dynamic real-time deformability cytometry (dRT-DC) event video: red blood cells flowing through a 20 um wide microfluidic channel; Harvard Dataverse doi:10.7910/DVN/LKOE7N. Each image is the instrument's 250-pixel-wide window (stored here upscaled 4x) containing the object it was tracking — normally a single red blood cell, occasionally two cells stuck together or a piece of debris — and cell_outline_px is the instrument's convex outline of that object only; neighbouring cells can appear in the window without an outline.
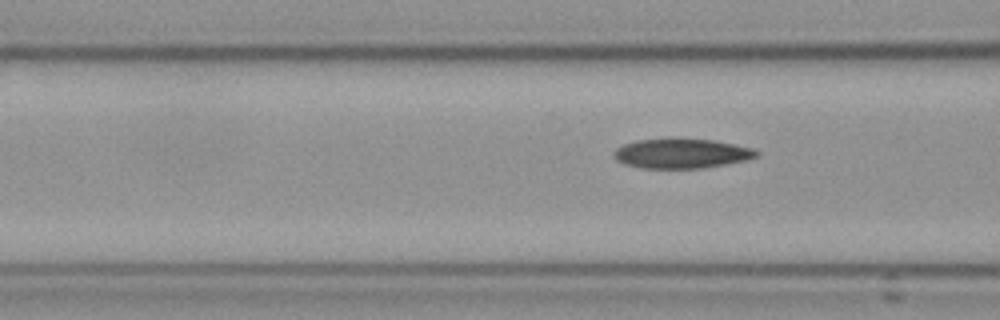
{"species": "Egyptian fruit bat (a non-hibernating species)", "species_latin": "Rousettus aegyptiacus", "temperature_condition": "cold", "stored_images_in_passage": 4, "segment_of_instrument_passage": [2, 2], "camera_frame_rate_fps": 3000, "um_per_image_px": 0.085, "frame": {"image": 1, "passage_image": 4, "time_ms": 3.667, "image_size_px": [1000, 320], "cell_outline_px": [[760, 156], [748, 160], [704, 168], [640, 168], [624, 164], [616, 160], [612, 156], [612, 152], [616, 148], [624, 144], [636, 140], [668, 136], [672, 136], [716, 140], [752, 148], [760, 152]], "centroid_in_image_um": [57.91, 13.01], "position_along_channel_um": 108.7, "area_um2": 25.72}}